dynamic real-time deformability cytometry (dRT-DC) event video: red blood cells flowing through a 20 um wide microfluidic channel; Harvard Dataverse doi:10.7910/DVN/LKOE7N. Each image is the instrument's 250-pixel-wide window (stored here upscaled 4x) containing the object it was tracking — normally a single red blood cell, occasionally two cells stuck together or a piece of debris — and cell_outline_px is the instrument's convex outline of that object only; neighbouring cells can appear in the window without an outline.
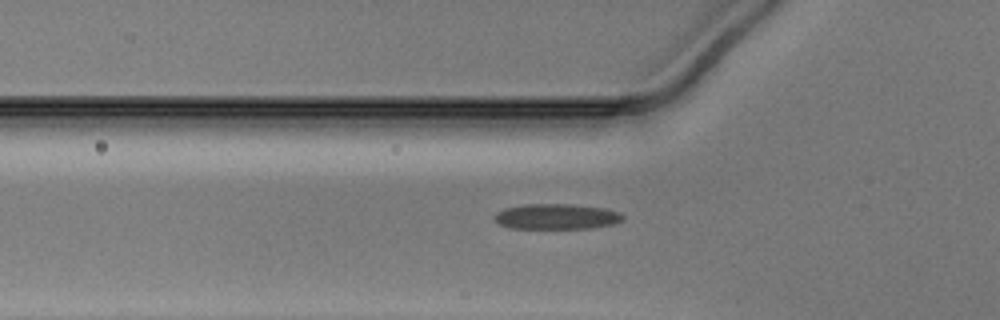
{"species": "Egyptian fruit bat (a non-hibernating species)", "species_latin": "Rousettus aegyptiacus", "temperature_condition": "warm", "stored_images_in_passage": 39, "camera_frame_rate_fps": 3000, "um_per_image_px": 0.085, "animal": {"sex": "male"}, "frame": {"image": 1, "passage_image": 10, "time_ms": 3.0, "image_size_px": [1000, 320], "cell_outline_px": [[624, 220], [616, 224], [588, 228], [508, 228], [500, 224], [492, 216], [496, 212], [504, 208], [524, 204], [568, 204], [604, 208], [620, 212], [624, 216]], "centroid_in_image_um": [47.31, 18.4], "position_along_channel_um": 78.5, "area_um2": 19.13}}
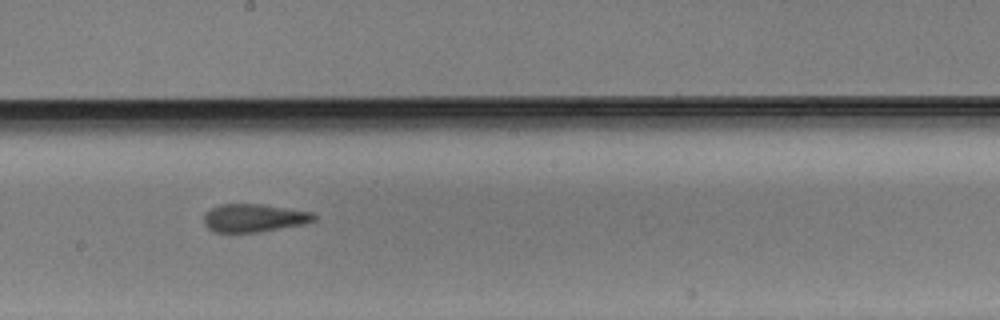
{"frame": {"image": 2, "passage_image": 21, "time_ms": 6.667, "image_size_px": [1000, 320], "cell_outline_px": [[316, 220], [304, 224], [256, 232], [212, 232], [204, 224], [204, 212], [220, 204], [264, 204], [312, 212], [316, 216]], "centroid_in_image_um": [21.57, 18.52], "position_along_channel_um": 226.6, "area_um2": 18.03}}
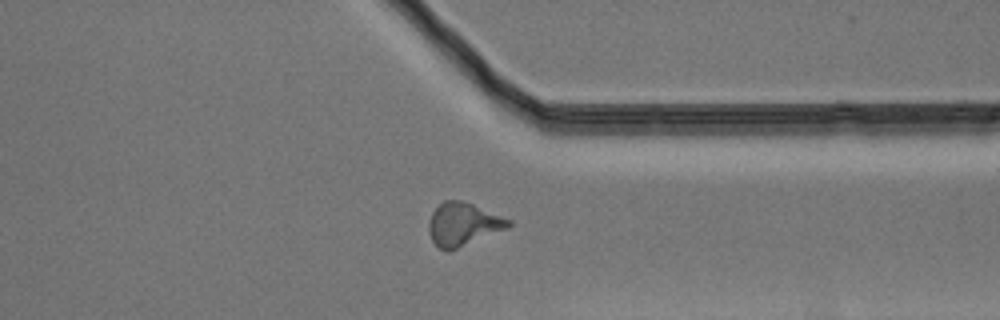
{"frame": {"image": 3, "passage_image": 32, "time_ms": 10.333, "image_size_px": [1000, 320], "cell_outline_px": [[512, 224], [508, 228], [448, 252], [440, 248], [432, 240], [428, 232], [428, 224], [432, 212], [444, 200], [460, 200], [472, 204], [512, 220]], "centroid_in_image_um": [39.36, 19.07], "position_along_channel_um": 372.0, "area_um2": 19.88}}